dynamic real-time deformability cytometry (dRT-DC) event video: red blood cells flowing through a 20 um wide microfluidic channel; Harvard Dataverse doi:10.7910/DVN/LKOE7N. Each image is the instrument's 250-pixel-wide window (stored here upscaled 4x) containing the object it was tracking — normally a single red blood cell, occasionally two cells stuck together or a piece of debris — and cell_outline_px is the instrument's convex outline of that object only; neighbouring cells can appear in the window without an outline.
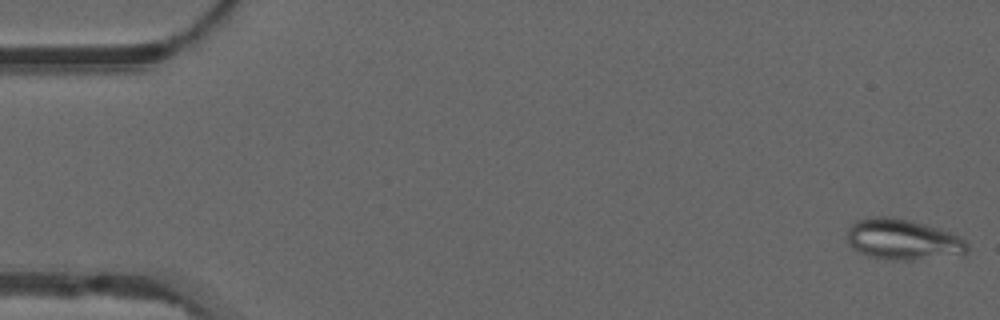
{"species": "common noctule bat (a hibernating species)", "species_latin": "Nyctalus noctula", "temperature_condition": "warm", "stored_images_in_passage": 53, "camera_frame_rate_fps": 3000, "um_per_image_px": 0.085, "animal": {"sex": "male", "forearm_length_mm": 52.5}, "frame": {"image": 1, "passage_image": 1, "time_ms": 0.0, "image_size_px": [1000, 320], "cell_outline_px": [[968, 248], [964, 256], [912, 260], [892, 260], [872, 256], [860, 252], [852, 248], [848, 244], [848, 228], [856, 220], [876, 216], [888, 216], [912, 220], [940, 228], [964, 240], [968, 244]], "centroid_in_image_um": [76.78, 20.36], "position_along_channel_um": 8.2, "area_um2": 28.78}}
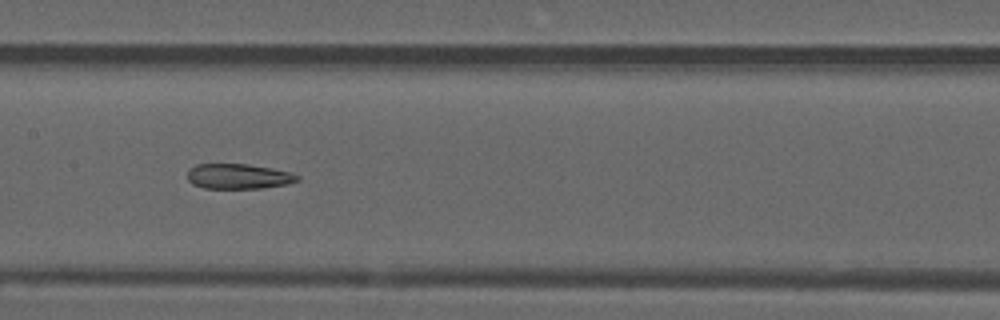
{"frame": {"image": 2, "passage_image": 26, "time_ms": 8.333, "image_size_px": [1000, 320], "cell_outline_px": [[300, 180], [288, 184], [264, 188], [204, 188], [192, 184], [188, 180], [188, 168], [196, 164], [248, 164], [272, 168], [288, 172], [300, 176]], "centroid_in_image_um": [20.26, 14.99], "position_along_channel_um": 187.1, "area_um2": 16.18}}
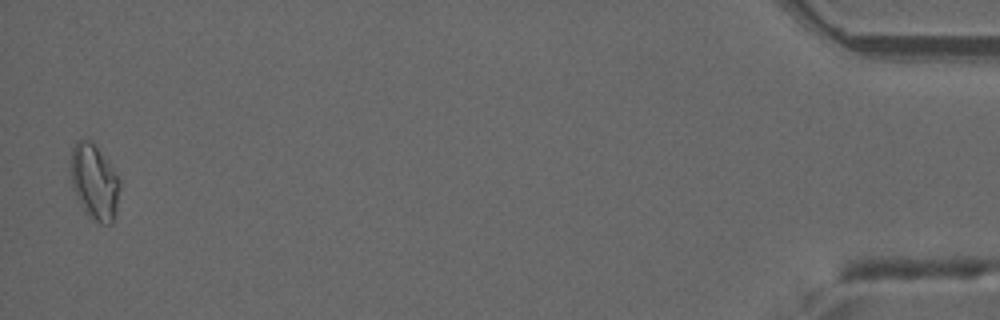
{"frame": {"image": 3, "passage_image": 52, "time_ms": 17.0, "image_size_px": [1000, 320], "cell_outline_px": [[120, 188], [116, 212], [112, 224], [100, 224], [88, 216], [84, 212], [72, 188], [72, 148], [76, 140], [92, 140], [112, 168], [120, 180]], "centroid_in_image_um": [8.04, 15.5], "position_along_channel_um": 427.2, "area_um2": 21.44}, "authors_computed_cell_mechanics": {"area_um2": 18.207, "velocity_mm_per_s": 3.8532, "shape_relaxation_time_tau1_ms": null, "shape_relaxation_time_tau2_ms": 4.2408, "deformation_change_tau1": null, "deformation_change_tau2": 0.1228}}